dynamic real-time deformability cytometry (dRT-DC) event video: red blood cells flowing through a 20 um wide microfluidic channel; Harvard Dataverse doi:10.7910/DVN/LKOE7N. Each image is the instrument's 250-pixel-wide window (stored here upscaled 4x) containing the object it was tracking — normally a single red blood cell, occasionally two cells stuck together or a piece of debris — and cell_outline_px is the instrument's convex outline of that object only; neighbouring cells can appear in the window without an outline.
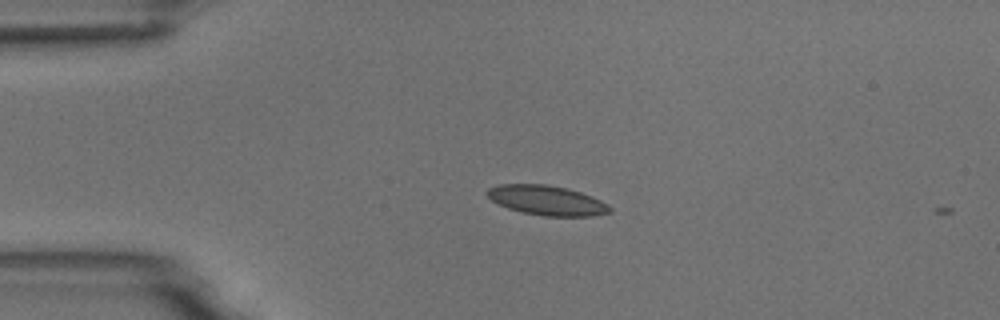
{"species": "common noctule bat (a hibernating species)", "species_latin": "Nyctalus noctula", "temperature_condition": "room temperature", "stored_images_in_passage": 2, "camera_frame_rate_fps": 3000, "um_per_image_px": 0.085, "animal": {"sex": "male", "body_mass_g": 18.8}, "frame": {"image": 1, "passage_image": 1, "time_ms": 0.0, "image_size_px": [1000, 320], "cell_outline_px": [[612, 212], [592, 216], [544, 216], [524, 212], [508, 208], [492, 200], [484, 192], [488, 188], [500, 184], [544, 184], [568, 188], [592, 196], [608, 204], [612, 208]], "centroid_in_image_um": [46.5, 17.02], "position_along_channel_um": 38.5, "area_um2": 21.21}}